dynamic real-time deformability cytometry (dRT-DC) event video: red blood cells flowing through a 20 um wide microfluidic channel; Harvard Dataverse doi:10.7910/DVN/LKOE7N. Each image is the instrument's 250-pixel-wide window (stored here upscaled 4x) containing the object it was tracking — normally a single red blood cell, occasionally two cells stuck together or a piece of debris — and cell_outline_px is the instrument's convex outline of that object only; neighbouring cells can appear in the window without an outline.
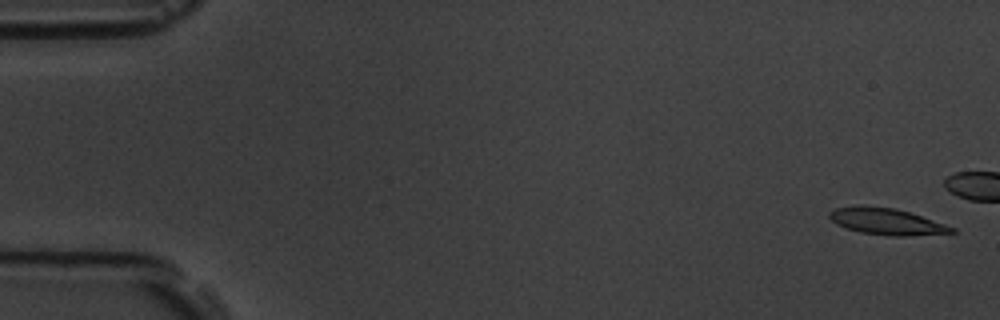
{"species": "common noctule bat (a hibernating species)", "species_latin": "Nyctalus noctula", "temperature_condition": "room temperature", "stored_images_in_passage": 9, "segment_of_instrument_passage": [1, 2], "camera_frame_rate_fps": 3000, "um_per_image_px": 0.085, "animal": {"sex": "male", "body_mass_g": 19.5, "forearm_length_mm": 54.6}, "frame": {"image": 1, "passage_image": 1, "time_ms": 0.0, "image_size_px": [1000, 320], "cell_outline_px": [[956, 232], [904, 236], [892, 236], [860, 232], [836, 224], [828, 216], [828, 212], [836, 208], [896, 208], [956, 228]], "centroid_in_image_um": [75.4, 18.87], "position_along_channel_um": 9.6, "area_um2": 17.92}}
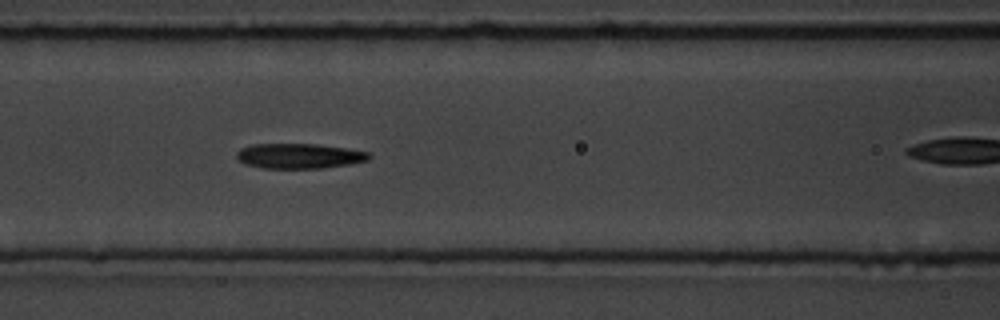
{"frame": {"image": 2, "passage_image": 7, "time_ms": 7.667, "image_size_px": [1000, 320], "cell_outline_px": [[372, 156], [368, 160], [348, 164], [320, 168], [264, 168], [244, 164], [236, 156], [236, 152], [240, 148], [252, 144], [316, 144], [348, 148], [368, 152]], "centroid_in_image_um": [25.42, 13.25], "position_along_channel_um": 141.2, "area_um2": 19.31}}
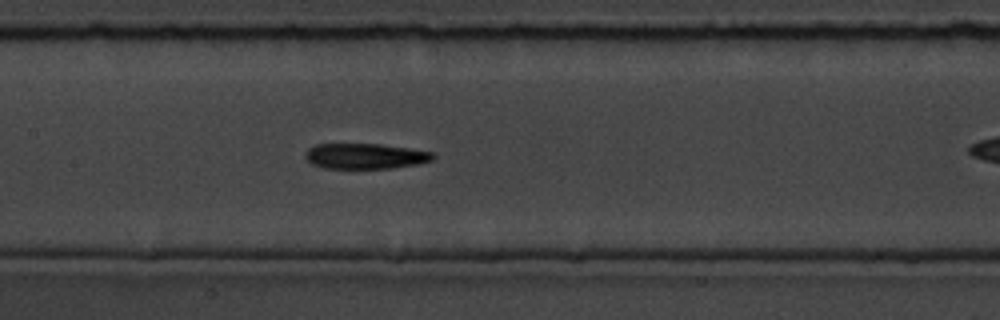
{"frame": {"image": 3, "passage_image": 8, "time_ms": 8.667, "image_size_px": [1000, 320], "cell_outline_px": [[436, 156], [432, 160], [416, 164], [392, 168], [324, 168], [312, 164], [304, 156], [304, 152], [308, 148], [316, 144], [380, 144], [408, 148], [432, 152]], "centroid_in_image_um": [31.01, 13.26], "position_along_channel_um": 176.4, "area_um2": 18.9}}